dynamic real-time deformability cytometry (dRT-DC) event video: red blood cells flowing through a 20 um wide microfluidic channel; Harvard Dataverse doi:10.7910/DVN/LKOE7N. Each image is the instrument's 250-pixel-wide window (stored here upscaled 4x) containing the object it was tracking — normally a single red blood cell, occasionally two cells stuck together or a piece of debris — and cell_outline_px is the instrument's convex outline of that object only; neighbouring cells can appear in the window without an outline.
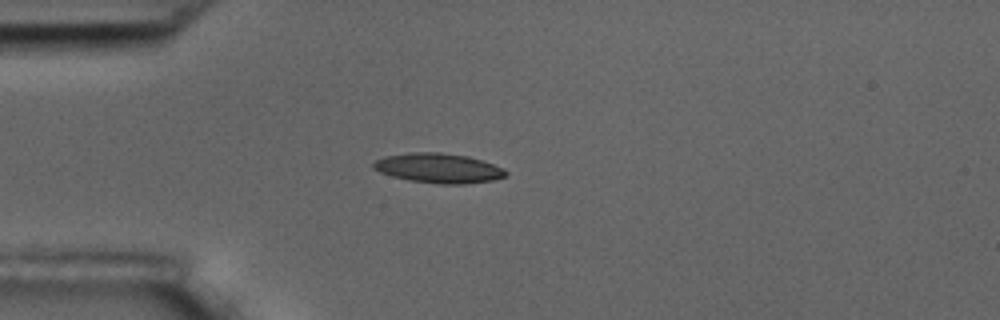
{"species": "common noctule bat (a hibernating species)", "species_latin": "Nyctalus noctula", "temperature_condition": "room temperature", "stored_images_in_passage": 1, "camera_frame_rate_fps": 3000, "um_per_image_px": 0.085, "animal": {"sex": "male", "body_mass_g": 17.5, "forearm_length_mm": 52.3}, "frame": {"image": 1, "passage_image": 1, "time_ms": 0.0, "image_size_px": [1000, 320], "cell_outline_px": [[508, 176], [492, 180], [464, 184], [440, 184], [408, 180], [392, 176], [380, 172], [372, 168], [372, 164], [376, 160], [384, 156], [408, 152], [440, 152], [468, 156], [504, 168], [508, 172]], "centroid_in_image_um": [37.27, 14.29], "position_along_channel_um": 47.7, "area_um2": 23.0}}